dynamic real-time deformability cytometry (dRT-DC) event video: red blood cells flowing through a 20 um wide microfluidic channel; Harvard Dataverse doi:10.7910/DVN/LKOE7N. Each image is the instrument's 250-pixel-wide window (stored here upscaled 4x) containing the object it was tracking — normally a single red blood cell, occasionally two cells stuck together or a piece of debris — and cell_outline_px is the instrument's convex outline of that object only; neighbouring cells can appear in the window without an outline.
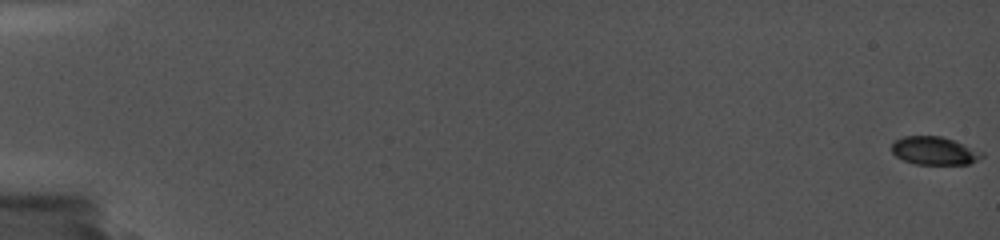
{"species": "common noctule bat (a hibernating species)", "species_latin": "Nyctalus noctula", "temperature_condition": "cold", "stored_images_in_passage": 50, "camera_frame_rate_fps": 5000, "um_per_image_px": 0.085, "animal": {"sex": "female", "body_mass_g": 19.0, "forearm_length_mm": 56.7}, "frame": {"image": 1, "passage_image": 1, "time_ms": 0.0, "image_size_px": [1000, 240], "cell_outline_px": [[984, 156], [968, 164], [916, 164], [904, 160], [896, 156], [892, 152], [892, 144], [896, 140], [904, 136], [940, 136], [952, 140], [984, 152]], "centroid_in_image_um": [79.42, 12.82], "position_along_channel_um": 5.6, "area_um2": 14.57}}
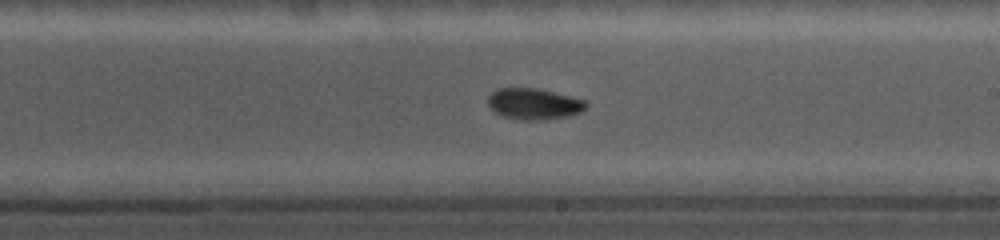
{"frame": {"image": 2, "passage_image": 33, "time_ms": 11.8, "image_size_px": [1000, 240], "cell_outline_px": [[588, 104], [580, 112], [568, 116], [544, 120], [524, 120], [504, 116], [496, 112], [488, 104], [488, 96], [496, 88], [536, 88], [584, 100]], "centroid_in_image_um": [45.36, 8.83], "position_along_channel_um": 243.6, "area_um2": 17.51}}
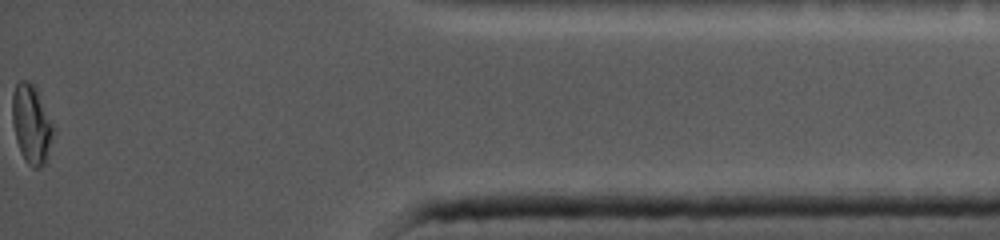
{"frame": {"image": 3, "passage_image": 50, "time_ms": 17.8, "image_size_px": [1000, 240], "cell_outline_px": [[56, 128], [44, 164], [40, 168], [32, 168], [24, 160], [20, 152], [16, 140], [12, 124], [12, 92], [16, 84], [20, 80], [28, 80], [36, 88]], "centroid_in_image_um": [2.67, 10.55], "position_along_channel_um": 432.5, "area_um2": 19.19}}